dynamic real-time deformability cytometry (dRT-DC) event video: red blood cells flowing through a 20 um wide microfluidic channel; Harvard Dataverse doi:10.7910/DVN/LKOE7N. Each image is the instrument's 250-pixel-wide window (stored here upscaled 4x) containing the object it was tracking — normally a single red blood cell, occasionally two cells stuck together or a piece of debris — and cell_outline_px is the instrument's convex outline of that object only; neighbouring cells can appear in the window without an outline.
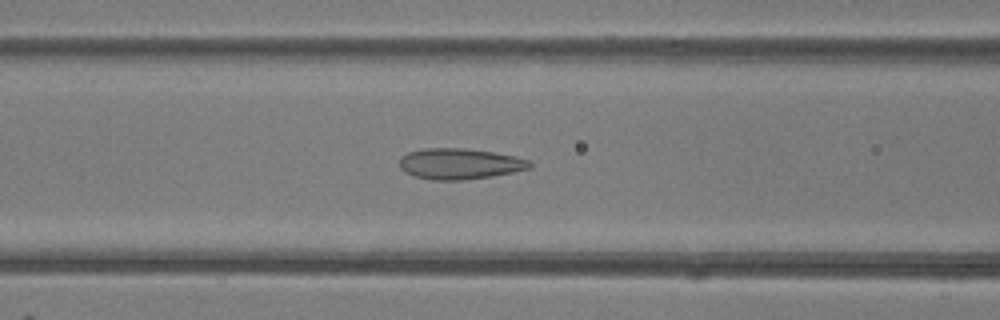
{"species": "common noctule bat (a hibernating species)", "species_latin": "Nyctalus noctula", "temperature_condition": "room temperature", "stored_images_in_passage": 48, "camera_frame_rate_fps": 3000, "um_per_image_px": 0.085, "animal": {"sex": "female"}, "frame": {"image": 1, "passage_image": 19, "time_ms": 6.0, "image_size_px": [1000, 320], "cell_outline_px": [[532, 168], [492, 176], [464, 180], [432, 180], [412, 176], [404, 172], [400, 168], [400, 156], [408, 152], [424, 148], [464, 148], [492, 152], [516, 156], [528, 160], [532, 164]], "centroid_in_image_um": [39.04, 13.92], "position_along_channel_um": 127.6, "area_um2": 23.58}}
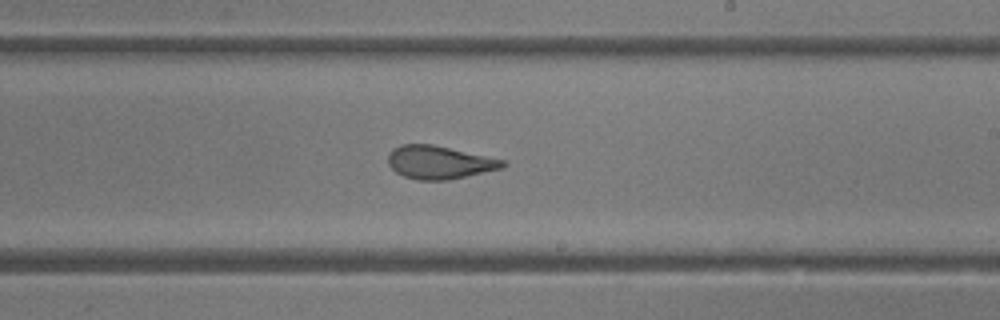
{"frame": {"image": 2, "passage_image": 28, "time_ms": 9.0, "image_size_px": [1000, 320], "cell_outline_px": [[508, 164], [504, 168], [448, 180], [416, 180], [404, 176], [396, 172], [388, 164], [388, 156], [392, 148], [400, 144], [432, 144], [504, 160]], "centroid_in_image_um": [37.33, 13.8], "position_along_channel_um": 251.7, "area_um2": 22.14}}
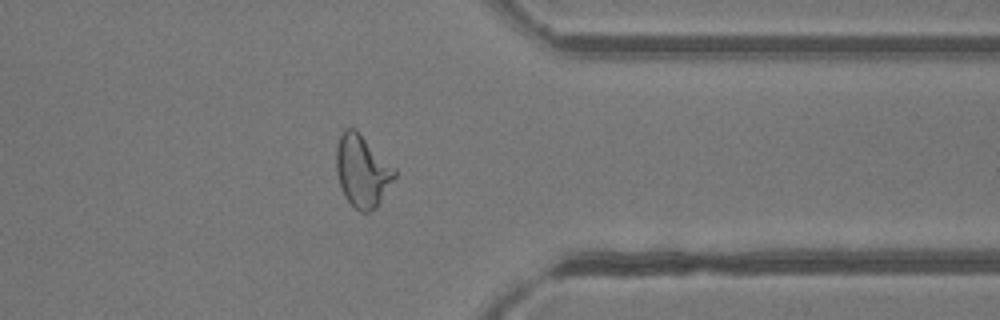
{"frame": {"image": 3, "passage_image": 38, "time_ms": 12.333, "image_size_px": [1000, 320], "cell_outline_px": [[396, 176], [376, 208], [368, 212], [360, 212], [344, 196], [336, 172], [336, 144], [344, 128], [356, 128], [396, 168]], "centroid_in_image_um": [30.79, 14.5], "position_along_channel_um": 380.6, "area_um2": 24.62}, "authors_computed_cell_mechanics": {"area_um2": 24.6228, "velocity_mm_per_s": 4.1395, "shape_relaxation_time_tau1_ms": 6.9933, "shape_relaxation_time_tau2_ms": 1.0843, "deformation_change_tau1": 0.2008, "deformation_change_tau2": 0.0727}}